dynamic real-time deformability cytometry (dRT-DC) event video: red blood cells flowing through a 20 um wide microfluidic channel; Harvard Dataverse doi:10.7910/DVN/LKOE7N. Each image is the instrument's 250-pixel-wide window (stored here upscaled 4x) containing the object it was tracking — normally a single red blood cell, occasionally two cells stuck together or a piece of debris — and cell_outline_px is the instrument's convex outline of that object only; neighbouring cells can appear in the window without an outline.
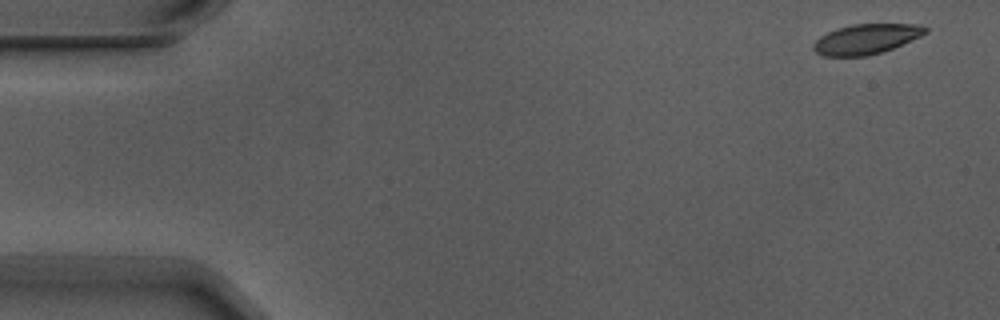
{"species": "Egyptian fruit bat (a non-hibernating species)", "species_latin": "Rousettus aegyptiacus", "temperature_condition": "warm", "stored_images_in_passage": 5, "camera_frame_rate_fps": 3000, "um_per_image_px": 0.085, "animal": {"sex": "male"}, "frame": {"image": 1, "passage_image": 1, "time_ms": 0.0, "image_size_px": [1000, 320], "cell_outline_px": [[928, 32], [920, 36], [892, 48], [868, 56], [824, 56], [816, 52], [812, 48], [812, 44], [820, 36], [836, 28], [852, 24], [920, 24], [928, 28]], "centroid_in_image_um": [73.6, 3.31], "position_along_channel_um": 11.4, "area_um2": 19.54}}
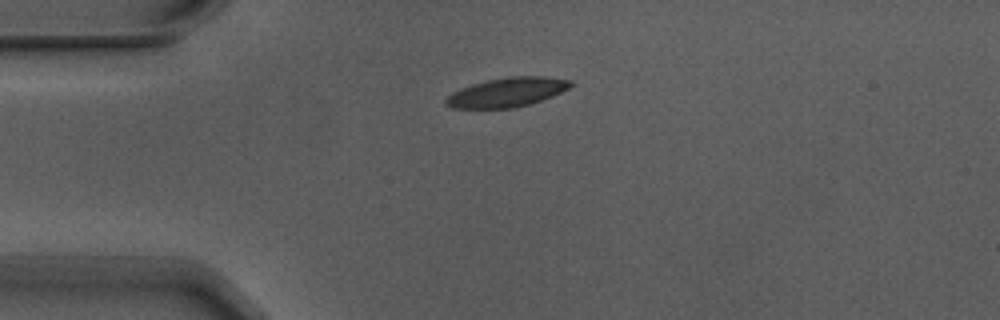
{"frame": {"image": 2, "passage_image": 4, "time_ms": 1.0, "image_size_px": [1000, 320], "cell_outline_px": [[572, 84], [568, 88], [552, 96], [516, 108], [452, 108], [444, 104], [444, 100], [452, 92], [460, 88], [472, 84], [488, 80], [508, 76], [544, 76], [572, 80]], "centroid_in_image_um": [43.06, 7.84], "position_along_channel_um": 41.9, "area_um2": 21.21}}